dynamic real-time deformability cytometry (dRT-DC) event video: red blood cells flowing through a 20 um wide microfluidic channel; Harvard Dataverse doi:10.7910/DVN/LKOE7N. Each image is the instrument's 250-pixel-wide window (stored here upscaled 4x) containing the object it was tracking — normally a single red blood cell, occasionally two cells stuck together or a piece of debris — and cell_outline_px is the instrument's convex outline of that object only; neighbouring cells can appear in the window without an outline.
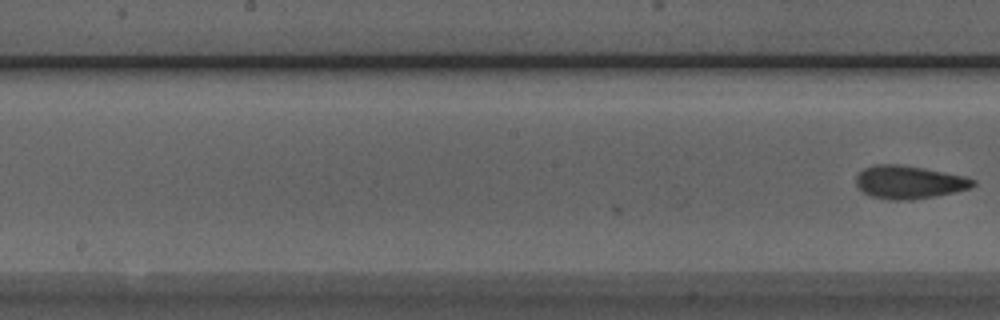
{"species": "Egyptian fruit bat (a non-hibernating species)", "species_latin": "Rousettus aegyptiacus", "temperature_condition": "room temperature", "stored_images_in_passage": 8, "camera_frame_rate_fps": 3000, "um_per_image_px": 0.085, "animal": {"sex": "male"}, "frame": {"image": 1, "passage_image": 8, "time_ms": 2.333, "image_size_px": [1000, 320], "cell_outline_px": [[976, 184], [972, 188], [956, 192], [936, 196], [908, 200], [892, 200], [868, 196], [856, 184], [856, 176], [864, 168], [872, 164], [900, 164], [924, 168], [964, 176], [976, 180]], "centroid_in_image_um": [77.28, 15.48], "position_along_channel_um": 170.9, "area_um2": 22.72}}